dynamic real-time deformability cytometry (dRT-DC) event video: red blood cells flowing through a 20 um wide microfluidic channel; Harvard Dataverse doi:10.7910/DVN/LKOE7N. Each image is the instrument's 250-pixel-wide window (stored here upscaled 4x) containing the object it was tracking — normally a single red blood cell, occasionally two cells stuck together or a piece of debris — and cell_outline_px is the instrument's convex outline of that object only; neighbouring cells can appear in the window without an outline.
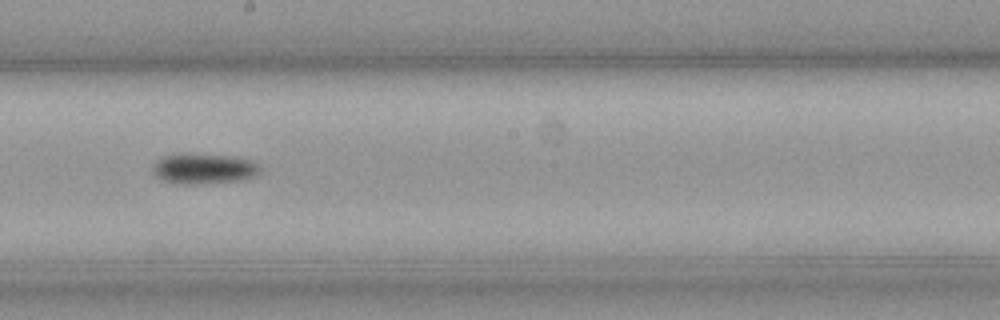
{"species": "common noctule bat (a hibernating species)", "species_latin": "Nyctalus noctula", "temperature_condition": "cold", "stored_images_in_passage": 51, "camera_frame_rate_fps": 3000, "um_per_image_px": 0.085, "animal": {"sex": "male", "body_mass_g": 23.1, "forearm_length_mm": 52.7}, "frame": {"image": 1, "passage_image": 30, "time_ms": 9.667, "image_size_px": [1000, 320], "cell_outline_px": [[260, 172], [252, 176], [240, 180], [204, 184], [172, 184], [160, 180], [152, 172], [152, 164], [156, 160], [164, 156], [232, 156], [248, 160], [256, 164], [260, 168]], "centroid_in_image_um": [17.25, 14.4], "position_along_channel_um": 230.9, "area_um2": 18.44}, "authors_computed_cell_mechanics": {"area_um2": 16.7042, "velocity_mm_per_s": 3.6054, "shape_relaxation_time_tau1_ms": 1.6704, "shape_relaxation_time_tau2_ms": null, "deformation_change_tau1": 0.0611, "deformation_change_tau2": null}}